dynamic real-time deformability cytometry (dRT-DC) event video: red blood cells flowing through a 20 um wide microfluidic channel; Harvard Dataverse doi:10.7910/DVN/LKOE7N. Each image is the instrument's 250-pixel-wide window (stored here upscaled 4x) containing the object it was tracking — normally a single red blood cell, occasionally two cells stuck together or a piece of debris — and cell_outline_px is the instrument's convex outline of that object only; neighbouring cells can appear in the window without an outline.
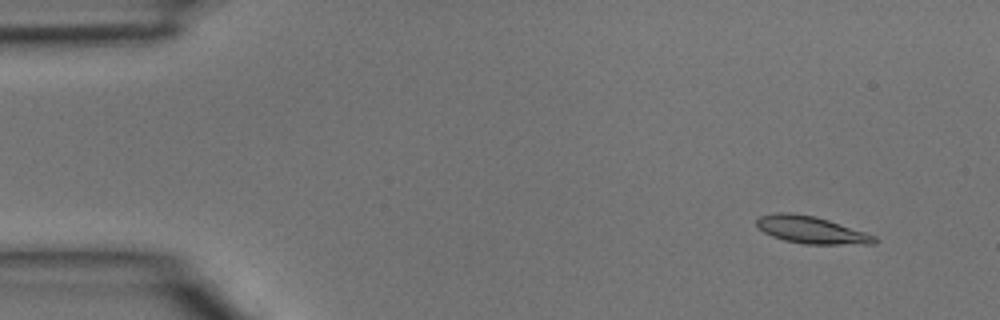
{"species": "common noctule bat (a hibernating species)", "species_latin": "Nyctalus noctula", "temperature_condition": "room temperature", "stored_images_in_passage": 4, "camera_frame_rate_fps": 3000, "um_per_image_px": 0.085, "animal": {"sex": "male", "body_mass_g": 15.6}, "frame": {"image": 1, "passage_image": 2, "time_ms": 0.333, "image_size_px": [1000, 320], "cell_outline_px": [[880, 240], [876, 244], [804, 244], [784, 240], [772, 236], [764, 232], [756, 224], [756, 220], [760, 216], [776, 212], [792, 212], [816, 216], [876, 236]], "centroid_in_image_um": [68.97, 19.54], "position_along_channel_um": 16.0, "area_um2": 18.73}}